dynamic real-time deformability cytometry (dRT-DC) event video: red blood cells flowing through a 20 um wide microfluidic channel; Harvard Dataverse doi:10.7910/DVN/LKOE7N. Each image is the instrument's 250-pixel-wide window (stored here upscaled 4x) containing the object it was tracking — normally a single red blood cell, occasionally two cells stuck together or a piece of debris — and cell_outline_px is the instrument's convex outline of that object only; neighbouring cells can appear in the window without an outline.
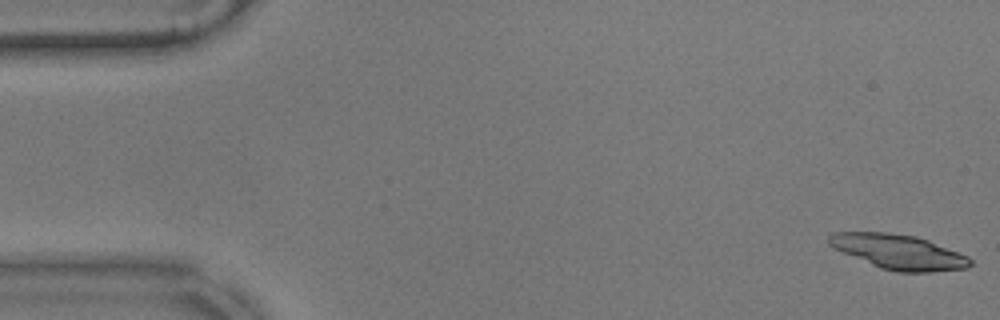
{"species": "common noctule bat (a hibernating species)", "species_latin": "Nyctalus noctula", "temperature_condition": "warm", "stored_images_in_passage": 42, "camera_frame_rate_fps": 3000, "um_per_image_px": 0.085, "animal": {"sex": "male", "body_mass_g": 17.9}, "frame": {"image": 1, "passage_image": 1, "time_ms": 0.0, "image_size_px": [1000, 320], "cell_outline_px": [[972, 264], [968, 268], [932, 272], [896, 272], [880, 268], [844, 252], [828, 244], [828, 236], [832, 232], [888, 232], [916, 236], [928, 240], [968, 256], [972, 260]], "centroid_in_image_um": [76.42, 21.41], "position_along_channel_um": 8.6, "area_um2": 28.44}}